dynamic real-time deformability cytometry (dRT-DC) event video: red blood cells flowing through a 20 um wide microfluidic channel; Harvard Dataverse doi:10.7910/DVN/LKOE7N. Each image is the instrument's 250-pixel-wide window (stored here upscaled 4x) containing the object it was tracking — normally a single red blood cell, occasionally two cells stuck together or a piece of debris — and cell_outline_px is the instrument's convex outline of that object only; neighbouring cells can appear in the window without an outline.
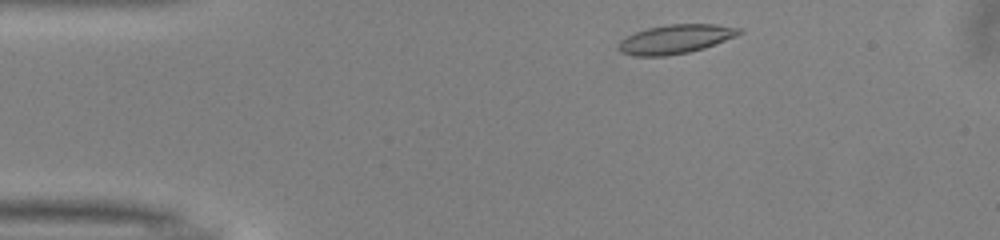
{"species": "common noctule bat (a hibernating species)", "species_latin": "Nyctalus noctula", "temperature_condition": "warm", "stored_images_in_passage": 33, "camera_frame_rate_fps": 3000, "um_per_image_px": 0.085, "animal": {"sex": "male", "body_mass_g": 13.0, "forearm_length_mm": 53.1}, "frame": {"image": 1, "passage_image": 2, "time_ms": 0.333, "image_size_px": [1000, 240], "cell_outline_px": [[744, 32], [736, 36], [704, 48], [688, 52], [664, 56], [632, 56], [620, 52], [616, 48], [620, 40], [636, 32], [648, 28], [668, 24], [716, 24], [744, 28]], "centroid_in_image_um": [57.43, 3.32], "position_along_channel_um": 27.6, "area_um2": 20.52}}
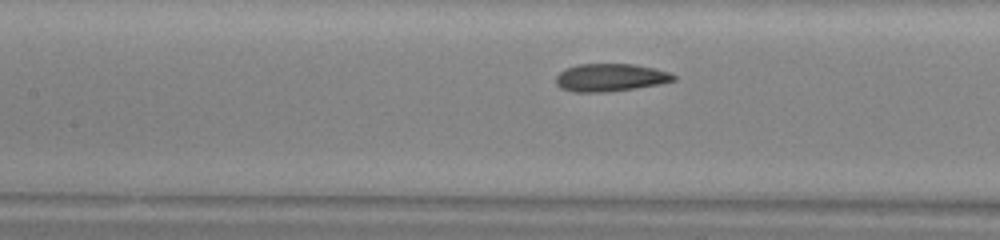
{"frame": {"image": 2, "passage_image": 16, "time_ms": 5.0, "image_size_px": [1000, 240], "cell_outline_px": [[676, 80], [660, 84], [604, 92], [576, 92], [560, 88], [556, 84], [556, 76], [560, 72], [568, 68], [580, 64], [632, 64], [672, 72], [676, 76]], "centroid_in_image_um": [51.89, 6.59], "position_along_channel_um": 155.5, "area_um2": 18.84}}
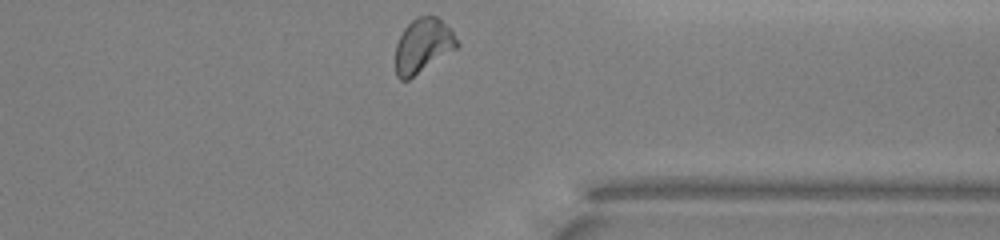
{"frame": {"image": 3, "passage_image": 33, "time_ms": 10.667, "image_size_px": [1000, 240], "cell_outline_px": [[460, 44], [456, 48], [408, 80], [400, 80], [396, 76], [396, 44], [404, 28], [416, 16], [436, 16], [452, 28]], "centroid_in_image_um": [35.96, 3.86], "position_along_channel_um": 375.4, "area_um2": 19.48}, "authors_computed_cell_mechanics": {"area_um2": 19.1896, "velocity_mm_per_s": 4.0015, "shape_relaxation_time_tau1_ms": 4.0122, "shape_relaxation_time_tau2_ms": 1.9401, "deformation_change_tau1": 0.1473, "deformation_change_tau2": 0.0611}}